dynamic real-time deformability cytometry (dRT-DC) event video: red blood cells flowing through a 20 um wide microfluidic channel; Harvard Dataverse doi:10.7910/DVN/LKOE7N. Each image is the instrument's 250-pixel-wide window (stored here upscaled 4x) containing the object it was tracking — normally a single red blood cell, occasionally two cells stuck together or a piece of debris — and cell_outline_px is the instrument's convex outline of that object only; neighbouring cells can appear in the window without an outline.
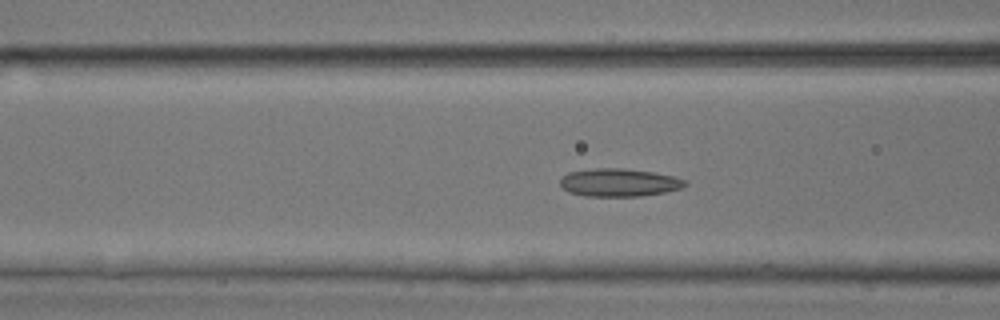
{"species": "common noctule bat (a hibernating species)", "species_latin": "Nyctalus noctula", "temperature_condition": "room temperature", "stored_images_in_passage": 53, "camera_frame_rate_fps": 3000, "um_per_image_px": 0.085, "animal": {"sex": "male", "body_mass_g": 17.9, "forearm_length_mm": 54.2}, "frame": {"image": 1, "passage_image": 21, "time_ms": 6.667, "image_size_px": [1000, 320], "cell_outline_px": [[688, 184], [680, 188], [664, 192], [640, 196], [584, 196], [568, 192], [560, 184], [560, 180], [568, 172], [592, 168], [624, 168], [652, 172], [672, 176], [684, 180]], "centroid_in_image_um": [52.58, 15.51], "position_along_channel_um": 114.0, "area_um2": 20.23}}
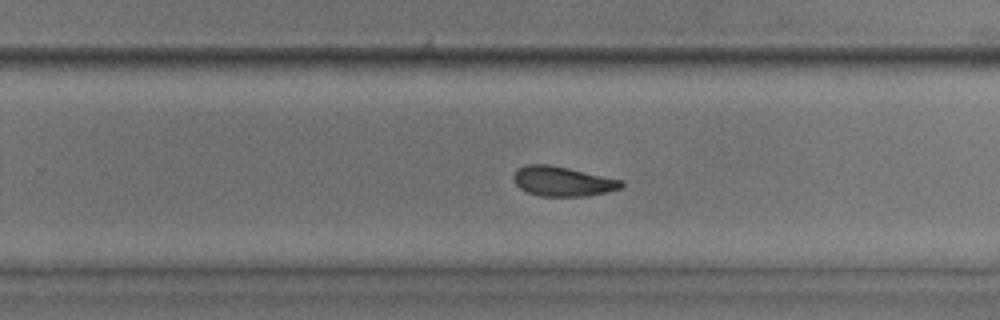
{"frame": {"image": 2, "passage_image": 34, "time_ms": 11.0, "image_size_px": [1000, 320], "cell_outline_px": [[624, 184], [620, 188], [608, 192], [588, 196], [540, 196], [528, 192], [520, 188], [512, 180], [512, 176], [516, 168], [524, 164], [548, 164], [568, 168], [624, 180]], "centroid_in_image_um": [47.8, 15.4], "position_along_channel_um": 282.0, "area_um2": 18.9}}
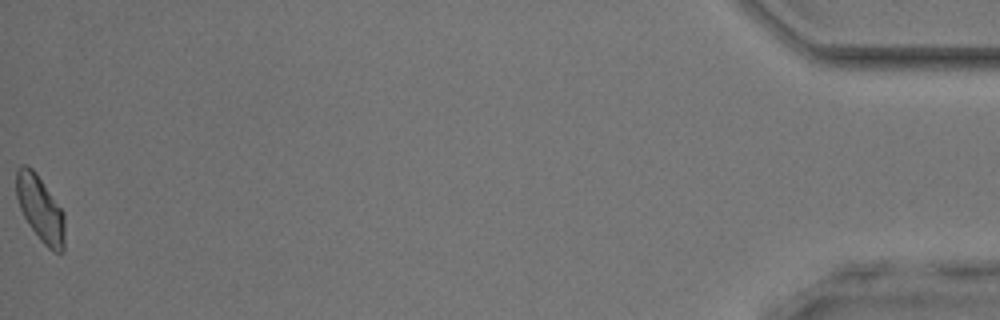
{"frame": {"image": 3, "passage_image": 53, "time_ms": 17.333, "image_size_px": [1000, 320], "cell_outline_px": [[64, 252], [52, 252], [40, 240], [28, 224], [20, 208], [16, 196], [16, 168], [20, 164], [28, 164], [36, 172], [64, 212]], "centroid_in_image_um": [3.41, 17.72], "position_along_channel_um": 431.8, "area_um2": 18.79}, "authors_computed_cell_mechanics": {"area_um2": 19.363, "velocity_mm_per_s": 3.8956, "shape_relaxation_time_tau1_ms": null, "shape_relaxation_time_tau2_ms": 2.5068, "deformation_change_tau1": null, "deformation_change_tau2": 0.0719}}